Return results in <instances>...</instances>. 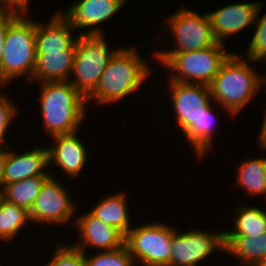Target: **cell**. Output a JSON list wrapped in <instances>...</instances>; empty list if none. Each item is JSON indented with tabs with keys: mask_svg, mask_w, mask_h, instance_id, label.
Returning a JSON list of instances; mask_svg holds the SVG:
<instances>
[{
	"mask_svg": "<svg viewBox=\"0 0 266 266\" xmlns=\"http://www.w3.org/2000/svg\"><path fill=\"white\" fill-rule=\"evenodd\" d=\"M39 84L40 111L48 136L77 132L86 118L87 98L69 81Z\"/></svg>",
	"mask_w": 266,
	"mask_h": 266,
	"instance_id": "obj_1",
	"label": "cell"
},
{
	"mask_svg": "<svg viewBox=\"0 0 266 266\" xmlns=\"http://www.w3.org/2000/svg\"><path fill=\"white\" fill-rule=\"evenodd\" d=\"M137 51L133 46L119 48L115 52L100 76L98 86L87 97V104L90 100H95L98 104L121 101L142 85L151 74V68Z\"/></svg>",
	"mask_w": 266,
	"mask_h": 266,
	"instance_id": "obj_2",
	"label": "cell"
},
{
	"mask_svg": "<svg viewBox=\"0 0 266 266\" xmlns=\"http://www.w3.org/2000/svg\"><path fill=\"white\" fill-rule=\"evenodd\" d=\"M244 58L231 52L209 85L211 99L220 103L229 116L237 115L259 92L260 85L263 88L262 76L249 66L251 60Z\"/></svg>",
	"mask_w": 266,
	"mask_h": 266,
	"instance_id": "obj_3",
	"label": "cell"
},
{
	"mask_svg": "<svg viewBox=\"0 0 266 266\" xmlns=\"http://www.w3.org/2000/svg\"><path fill=\"white\" fill-rule=\"evenodd\" d=\"M224 44L187 52H156L154 58L160 65L172 70L170 82L202 84L209 86L222 63L231 54L225 51Z\"/></svg>",
	"mask_w": 266,
	"mask_h": 266,
	"instance_id": "obj_4",
	"label": "cell"
},
{
	"mask_svg": "<svg viewBox=\"0 0 266 266\" xmlns=\"http://www.w3.org/2000/svg\"><path fill=\"white\" fill-rule=\"evenodd\" d=\"M25 18V19H24ZM36 22L18 15L8 26L0 68V86L26 76L32 81L36 64ZM28 75V76H27Z\"/></svg>",
	"mask_w": 266,
	"mask_h": 266,
	"instance_id": "obj_5",
	"label": "cell"
},
{
	"mask_svg": "<svg viewBox=\"0 0 266 266\" xmlns=\"http://www.w3.org/2000/svg\"><path fill=\"white\" fill-rule=\"evenodd\" d=\"M73 76L69 82L86 98L96 89L100 76L116 50H109L104 35H76Z\"/></svg>",
	"mask_w": 266,
	"mask_h": 266,
	"instance_id": "obj_6",
	"label": "cell"
},
{
	"mask_svg": "<svg viewBox=\"0 0 266 266\" xmlns=\"http://www.w3.org/2000/svg\"><path fill=\"white\" fill-rule=\"evenodd\" d=\"M161 222L136 225L125 236V244L135 260L144 266H171V239L174 228Z\"/></svg>",
	"mask_w": 266,
	"mask_h": 266,
	"instance_id": "obj_7",
	"label": "cell"
},
{
	"mask_svg": "<svg viewBox=\"0 0 266 266\" xmlns=\"http://www.w3.org/2000/svg\"><path fill=\"white\" fill-rule=\"evenodd\" d=\"M168 32H172L176 47L157 52L198 51L213 46L216 41L212 33L208 14L203 16L187 8H181L165 20Z\"/></svg>",
	"mask_w": 266,
	"mask_h": 266,
	"instance_id": "obj_8",
	"label": "cell"
},
{
	"mask_svg": "<svg viewBox=\"0 0 266 266\" xmlns=\"http://www.w3.org/2000/svg\"><path fill=\"white\" fill-rule=\"evenodd\" d=\"M171 244V266H197L214 250L224 251V231L208 233L207 230L192 229L178 233L174 228Z\"/></svg>",
	"mask_w": 266,
	"mask_h": 266,
	"instance_id": "obj_9",
	"label": "cell"
},
{
	"mask_svg": "<svg viewBox=\"0 0 266 266\" xmlns=\"http://www.w3.org/2000/svg\"><path fill=\"white\" fill-rule=\"evenodd\" d=\"M75 206L68 190L50 174L42 184L29 215L31 222L63 225L74 216Z\"/></svg>",
	"mask_w": 266,
	"mask_h": 266,
	"instance_id": "obj_10",
	"label": "cell"
},
{
	"mask_svg": "<svg viewBox=\"0 0 266 266\" xmlns=\"http://www.w3.org/2000/svg\"><path fill=\"white\" fill-rule=\"evenodd\" d=\"M168 83L172 108H174L177 124L182 133L189 127H197L198 118L212 106L209 86L180 82Z\"/></svg>",
	"mask_w": 266,
	"mask_h": 266,
	"instance_id": "obj_11",
	"label": "cell"
},
{
	"mask_svg": "<svg viewBox=\"0 0 266 266\" xmlns=\"http://www.w3.org/2000/svg\"><path fill=\"white\" fill-rule=\"evenodd\" d=\"M262 5V2L234 3L207 13L215 41L224 44L223 41L227 37L236 35V33L254 25Z\"/></svg>",
	"mask_w": 266,
	"mask_h": 266,
	"instance_id": "obj_12",
	"label": "cell"
},
{
	"mask_svg": "<svg viewBox=\"0 0 266 266\" xmlns=\"http://www.w3.org/2000/svg\"><path fill=\"white\" fill-rule=\"evenodd\" d=\"M129 0H78L71 7L61 14L68 20L70 25L75 29L89 28L88 32L81 35H104V31L95 26L106 22L114 16L119 9ZM94 26V28L92 27ZM93 29V30H92Z\"/></svg>",
	"mask_w": 266,
	"mask_h": 266,
	"instance_id": "obj_13",
	"label": "cell"
},
{
	"mask_svg": "<svg viewBox=\"0 0 266 266\" xmlns=\"http://www.w3.org/2000/svg\"><path fill=\"white\" fill-rule=\"evenodd\" d=\"M74 220L77 222L75 225L81 242H76L72 246L84 253L87 246L102 249L101 251H111L125 244V236L120 231L96 218L89 211Z\"/></svg>",
	"mask_w": 266,
	"mask_h": 266,
	"instance_id": "obj_14",
	"label": "cell"
},
{
	"mask_svg": "<svg viewBox=\"0 0 266 266\" xmlns=\"http://www.w3.org/2000/svg\"><path fill=\"white\" fill-rule=\"evenodd\" d=\"M76 133L52 136V141L56 143L48 148L49 166L55 163L71 178H77L87 162L86 147Z\"/></svg>",
	"mask_w": 266,
	"mask_h": 266,
	"instance_id": "obj_15",
	"label": "cell"
},
{
	"mask_svg": "<svg viewBox=\"0 0 266 266\" xmlns=\"http://www.w3.org/2000/svg\"><path fill=\"white\" fill-rule=\"evenodd\" d=\"M6 148V161L4 165V186L9 183L21 181L41 175H49L46 170L49 166L48 147L39 146L26 152L14 153Z\"/></svg>",
	"mask_w": 266,
	"mask_h": 266,
	"instance_id": "obj_16",
	"label": "cell"
},
{
	"mask_svg": "<svg viewBox=\"0 0 266 266\" xmlns=\"http://www.w3.org/2000/svg\"><path fill=\"white\" fill-rule=\"evenodd\" d=\"M73 30L75 31L60 11H56L45 25L36 22V54L76 50L78 37H72Z\"/></svg>",
	"mask_w": 266,
	"mask_h": 266,
	"instance_id": "obj_17",
	"label": "cell"
},
{
	"mask_svg": "<svg viewBox=\"0 0 266 266\" xmlns=\"http://www.w3.org/2000/svg\"><path fill=\"white\" fill-rule=\"evenodd\" d=\"M76 50L54 51L36 54V64L32 81H69L72 74Z\"/></svg>",
	"mask_w": 266,
	"mask_h": 266,
	"instance_id": "obj_18",
	"label": "cell"
},
{
	"mask_svg": "<svg viewBox=\"0 0 266 266\" xmlns=\"http://www.w3.org/2000/svg\"><path fill=\"white\" fill-rule=\"evenodd\" d=\"M224 251L240 260L241 266H260L266 260V232L260 237L224 236Z\"/></svg>",
	"mask_w": 266,
	"mask_h": 266,
	"instance_id": "obj_19",
	"label": "cell"
},
{
	"mask_svg": "<svg viewBox=\"0 0 266 266\" xmlns=\"http://www.w3.org/2000/svg\"><path fill=\"white\" fill-rule=\"evenodd\" d=\"M125 196V193L110 194L99 201L97 205L89 211L93 216L101 219L104 223L115 227L124 236H126L132 228L126 203L128 200H126Z\"/></svg>",
	"mask_w": 266,
	"mask_h": 266,
	"instance_id": "obj_20",
	"label": "cell"
},
{
	"mask_svg": "<svg viewBox=\"0 0 266 266\" xmlns=\"http://www.w3.org/2000/svg\"><path fill=\"white\" fill-rule=\"evenodd\" d=\"M237 172L236 184L246 189L247 194H266V157L243 160L240 165L238 164Z\"/></svg>",
	"mask_w": 266,
	"mask_h": 266,
	"instance_id": "obj_21",
	"label": "cell"
},
{
	"mask_svg": "<svg viewBox=\"0 0 266 266\" xmlns=\"http://www.w3.org/2000/svg\"><path fill=\"white\" fill-rule=\"evenodd\" d=\"M50 175L26 178L4 186L0 196L6 201L30 211L37 198L41 186Z\"/></svg>",
	"mask_w": 266,
	"mask_h": 266,
	"instance_id": "obj_22",
	"label": "cell"
},
{
	"mask_svg": "<svg viewBox=\"0 0 266 266\" xmlns=\"http://www.w3.org/2000/svg\"><path fill=\"white\" fill-rule=\"evenodd\" d=\"M239 209V210H238ZM234 231H224V236H258L266 232V210L259 207H238Z\"/></svg>",
	"mask_w": 266,
	"mask_h": 266,
	"instance_id": "obj_23",
	"label": "cell"
},
{
	"mask_svg": "<svg viewBox=\"0 0 266 266\" xmlns=\"http://www.w3.org/2000/svg\"><path fill=\"white\" fill-rule=\"evenodd\" d=\"M29 211L16 204L10 203L0 196V240H13L23 225L30 222Z\"/></svg>",
	"mask_w": 266,
	"mask_h": 266,
	"instance_id": "obj_24",
	"label": "cell"
},
{
	"mask_svg": "<svg viewBox=\"0 0 266 266\" xmlns=\"http://www.w3.org/2000/svg\"><path fill=\"white\" fill-rule=\"evenodd\" d=\"M210 106L201 114L197 121V127H189L183 134L186 140L193 146L194 153L197 157H202L210 151L213 142L214 133V113Z\"/></svg>",
	"mask_w": 266,
	"mask_h": 266,
	"instance_id": "obj_25",
	"label": "cell"
},
{
	"mask_svg": "<svg viewBox=\"0 0 266 266\" xmlns=\"http://www.w3.org/2000/svg\"><path fill=\"white\" fill-rule=\"evenodd\" d=\"M84 253L86 266H136L133 257L126 244L111 251H100L96 255L86 256Z\"/></svg>",
	"mask_w": 266,
	"mask_h": 266,
	"instance_id": "obj_26",
	"label": "cell"
},
{
	"mask_svg": "<svg viewBox=\"0 0 266 266\" xmlns=\"http://www.w3.org/2000/svg\"><path fill=\"white\" fill-rule=\"evenodd\" d=\"M254 25L256 30L248 44L246 58L255 63L266 56V13L261 18L257 13Z\"/></svg>",
	"mask_w": 266,
	"mask_h": 266,
	"instance_id": "obj_27",
	"label": "cell"
},
{
	"mask_svg": "<svg viewBox=\"0 0 266 266\" xmlns=\"http://www.w3.org/2000/svg\"><path fill=\"white\" fill-rule=\"evenodd\" d=\"M44 266H86L84 252L72 245L59 246Z\"/></svg>",
	"mask_w": 266,
	"mask_h": 266,
	"instance_id": "obj_28",
	"label": "cell"
},
{
	"mask_svg": "<svg viewBox=\"0 0 266 266\" xmlns=\"http://www.w3.org/2000/svg\"><path fill=\"white\" fill-rule=\"evenodd\" d=\"M9 99L0 92V146L5 148H10V144H5L4 139L9 125H11L13 118L17 116V106Z\"/></svg>",
	"mask_w": 266,
	"mask_h": 266,
	"instance_id": "obj_29",
	"label": "cell"
},
{
	"mask_svg": "<svg viewBox=\"0 0 266 266\" xmlns=\"http://www.w3.org/2000/svg\"><path fill=\"white\" fill-rule=\"evenodd\" d=\"M19 14L0 10V68L2 63V57L4 52V41L5 34L8 30L9 24L18 16Z\"/></svg>",
	"mask_w": 266,
	"mask_h": 266,
	"instance_id": "obj_30",
	"label": "cell"
},
{
	"mask_svg": "<svg viewBox=\"0 0 266 266\" xmlns=\"http://www.w3.org/2000/svg\"><path fill=\"white\" fill-rule=\"evenodd\" d=\"M30 0H0V10L26 15Z\"/></svg>",
	"mask_w": 266,
	"mask_h": 266,
	"instance_id": "obj_31",
	"label": "cell"
},
{
	"mask_svg": "<svg viewBox=\"0 0 266 266\" xmlns=\"http://www.w3.org/2000/svg\"><path fill=\"white\" fill-rule=\"evenodd\" d=\"M6 161V148L0 146V194L4 189V165Z\"/></svg>",
	"mask_w": 266,
	"mask_h": 266,
	"instance_id": "obj_32",
	"label": "cell"
},
{
	"mask_svg": "<svg viewBox=\"0 0 266 266\" xmlns=\"http://www.w3.org/2000/svg\"><path fill=\"white\" fill-rule=\"evenodd\" d=\"M266 110V109H265ZM259 144L261 149H266V113L263 116V122L259 133Z\"/></svg>",
	"mask_w": 266,
	"mask_h": 266,
	"instance_id": "obj_33",
	"label": "cell"
},
{
	"mask_svg": "<svg viewBox=\"0 0 266 266\" xmlns=\"http://www.w3.org/2000/svg\"><path fill=\"white\" fill-rule=\"evenodd\" d=\"M266 75V74H265ZM262 84H266V76L262 77ZM266 86V85H265Z\"/></svg>",
	"mask_w": 266,
	"mask_h": 266,
	"instance_id": "obj_34",
	"label": "cell"
},
{
	"mask_svg": "<svg viewBox=\"0 0 266 266\" xmlns=\"http://www.w3.org/2000/svg\"><path fill=\"white\" fill-rule=\"evenodd\" d=\"M260 266H266V260Z\"/></svg>",
	"mask_w": 266,
	"mask_h": 266,
	"instance_id": "obj_35",
	"label": "cell"
}]
</instances>
